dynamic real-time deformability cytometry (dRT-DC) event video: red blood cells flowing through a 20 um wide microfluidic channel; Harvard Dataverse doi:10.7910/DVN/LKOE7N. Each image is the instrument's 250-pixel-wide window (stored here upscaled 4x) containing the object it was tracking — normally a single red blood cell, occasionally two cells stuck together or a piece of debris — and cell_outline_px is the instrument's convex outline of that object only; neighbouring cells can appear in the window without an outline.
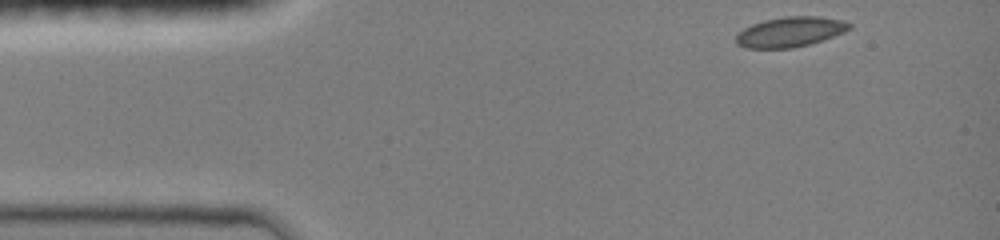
{"species": "common noctule bat (a hibernating species)", "species_latin": "Nyctalus noctula", "temperature_condition": "room temperature", "stored_images_in_passage": 34, "camera_frame_rate_fps": 3000, "um_per_image_px": 0.085, "animal": {"sex": "female", "body_mass_g": 19.0, "forearm_length_mm": 51.5}, "frame": {"image": 1, "passage_image": 1, "time_ms": 0.0, "image_size_px": [1000, 240], "cell_outline_px": [[852, 28], [844, 32], [808, 44], [792, 48], [744, 48], [736, 44], [736, 36], [744, 28], [752, 24], [764, 20], [784, 16], [820, 16], [844, 20], [852, 24]], "centroid_in_image_um": [67.17, 2.7], "position_along_channel_um": 17.8, "area_um2": 19.83}}
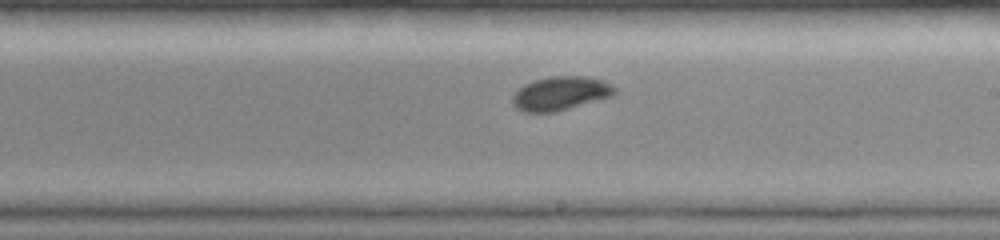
{"frame": {"image": 2, "passage_image": 19, "time_ms": 7.333, "image_size_px": [1000, 240], "cell_outline_px": [[616, 92], [612, 96], [556, 112], [524, 112], [516, 108], [512, 104], [512, 96], [524, 84], [536, 80], [552, 76], [588, 76], [600, 80], [616, 88]], "centroid_in_image_um": [47.62, 7.95], "position_along_channel_um": 241.4, "area_um2": 19.94}}
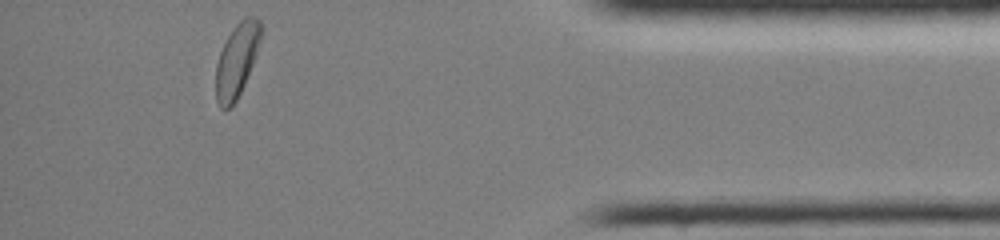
{"frame": {"image": 3, "passage_image": 34, "time_ms": 12.333, "image_size_px": [1000, 240], "cell_outline_px": [[260, 40], [252, 64], [244, 84], [236, 100], [228, 108], [220, 108], [216, 100], [216, 64], [220, 52], [232, 28], [244, 16], [252, 16], [260, 20]], "centroid_in_image_um": [20.1, 5.1], "position_along_channel_um": 415.1, "area_um2": 18.84}, "authors_computed_cell_mechanics": {"area_um2": 19.4208, "velocity_mm_per_s": 4.0991, "shape_relaxation_time_tau1_ms": 2.7049, "shape_relaxation_time_tau2_ms": null, "deformation_change_tau1": 0.0924, "deformation_change_tau2": null}}